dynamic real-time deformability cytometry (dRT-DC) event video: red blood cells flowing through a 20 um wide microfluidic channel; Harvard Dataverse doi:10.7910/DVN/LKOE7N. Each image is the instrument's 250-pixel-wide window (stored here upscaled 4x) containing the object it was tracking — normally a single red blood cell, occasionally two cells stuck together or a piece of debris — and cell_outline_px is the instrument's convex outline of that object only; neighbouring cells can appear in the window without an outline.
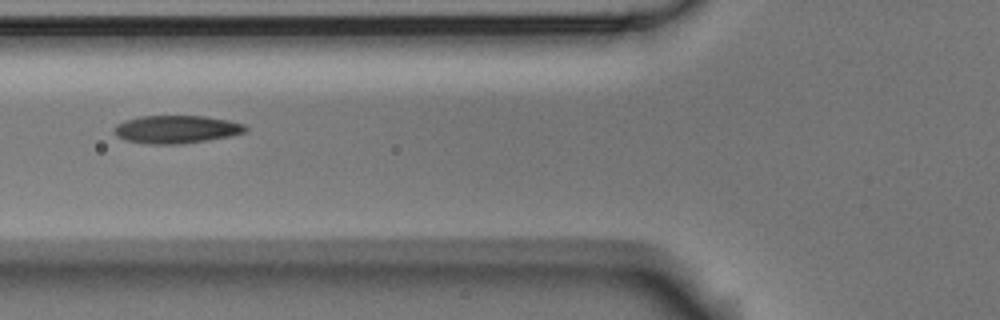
{"species": "Egyptian fruit bat (a non-hibernating species)", "species_latin": "Rousettus aegyptiacus", "temperature_condition": "room temperature", "stored_images_in_passage": 6, "camera_frame_rate_fps": 3000, "um_per_image_px": 0.085, "animal": {"sex": "male"}, "frame": {"image": 1, "passage_image": 3, "time_ms": 2.333, "image_size_px": [1000, 320], "cell_outline_px": [[248, 128], [244, 132], [228, 136], [208, 140], [180, 144], [148, 144], [128, 140], [116, 136], [112, 132], [112, 128], [116, 124], [124, 120], [140, 116], [204, 116], [228, 120], [244, 124]], "centroid_in_image_um": [14.94, 10.99], "position_along_channel_um": 110.9, "area_um2": 21.39}}
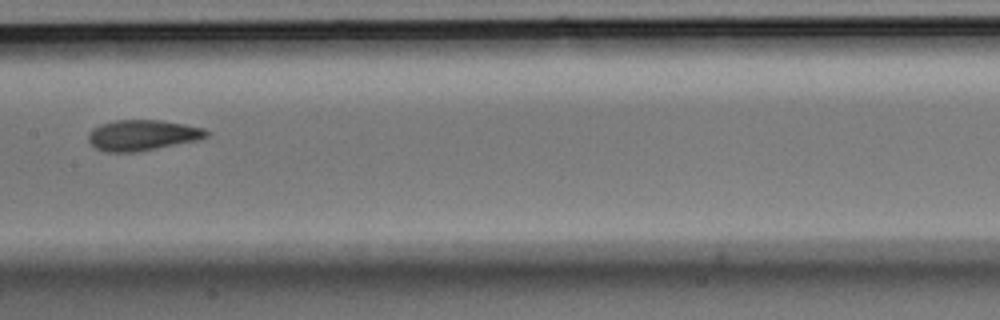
{"frame": {"image": 2, "passage_image": 5, "time_ms": 4.667, "image_size_px": [1000, 320], "cell_outline_px": [[208, 136], [200, 140], [136, 152], [104, 152], [96, 148], [88, 140], [88, 136], [92, 128], [116, 120], [160, 120], [184, 124], [204, 128], [208, 132]], "centroid_in_image_um": [12.13, 11.5], "position_along_channel_um": 195.3, "area_um2": 21.04}}
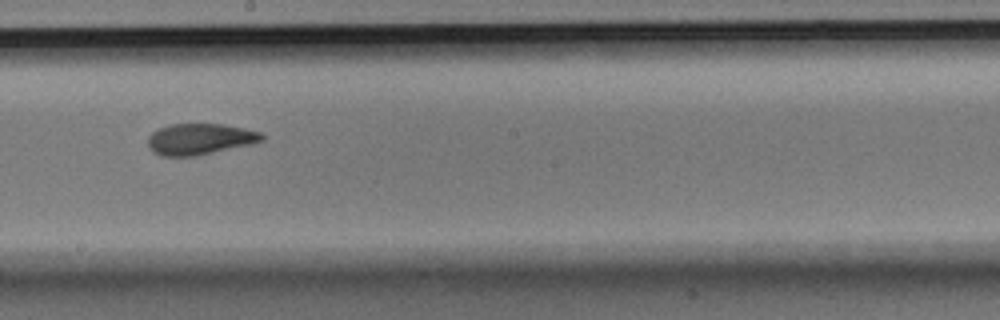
{"frame": {"image": 3, "passage_image": 6, "time_ms": 5.667, "image_size_px": [1000, 320], "cell_outline_px": [[264, 140], [252, 144], [196, 156], [160, 156], [152, 152], [148, 148], [148, 136], [156, 128], [168, 124], [224, 124], [244, 128], [260, 132], [264, 136]], "centroid_in_image_um": [16.95, 11.82], "position_along_channel_um": 231.3, "area_um2": 20.98}}